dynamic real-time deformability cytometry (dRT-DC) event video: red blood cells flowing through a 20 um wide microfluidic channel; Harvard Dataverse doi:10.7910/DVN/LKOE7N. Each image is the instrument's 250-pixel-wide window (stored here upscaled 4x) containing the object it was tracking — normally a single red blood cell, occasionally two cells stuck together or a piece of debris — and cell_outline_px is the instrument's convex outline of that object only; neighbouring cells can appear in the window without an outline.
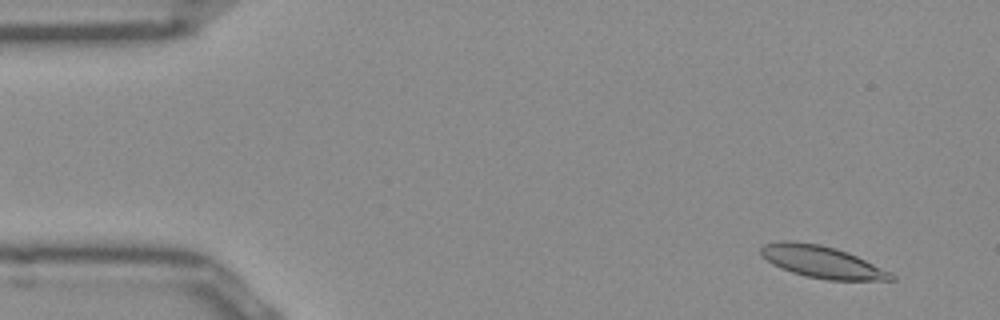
{"species": "Egyptian fruit bat (a non-hibernating species)", "species_latin": "Rousettus aegyptiacus", "temperature_condition": "room temperature", "stored_images_in_passage": 52, "camera_frame_rate_fps": 3000, "um_per_image_px": 0.085, "frame": {"image": 1, "passage_image": 4, "time_ms": 1.0, "image_size_px": [1000, 320], "cell_outline_px": [[896, 280], [828, 280], [804, 276], [780, 268], [772, 264], [760, 252], [760, 248], [764, 244], [784, 240], [820, 244], [836, 248], [848, 252], [892, 272], [896, 276]], "centroid_in_image_um": [69.9, 22.27], "position_along_channel_um": 15.1, "area_um2": 24.33}}
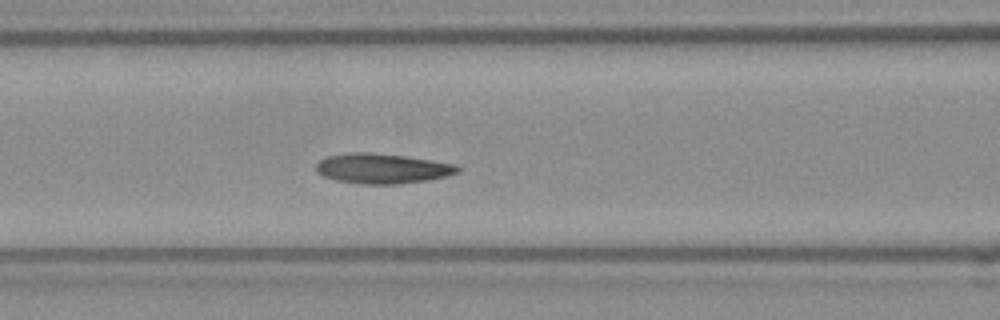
{"frame": {"image": 2, "passage_image": 21, "time_ms": 6.667, "image_size_px": [1000, 320], "cell_outline_px": [[460, 168], [456, 172], [444, 176], [428, 180], [400, 184], [364, 184], [336, 180], [324, 176], [316, 172], [316, 164], [320, 160], [328, 156], [348, 152], [368, 152], [404, 156], [456, 164]], "centroid_in_image_um": [32.45, 14.32], "position_along_channel_um": 134.2, "area_um2": 24.57}}
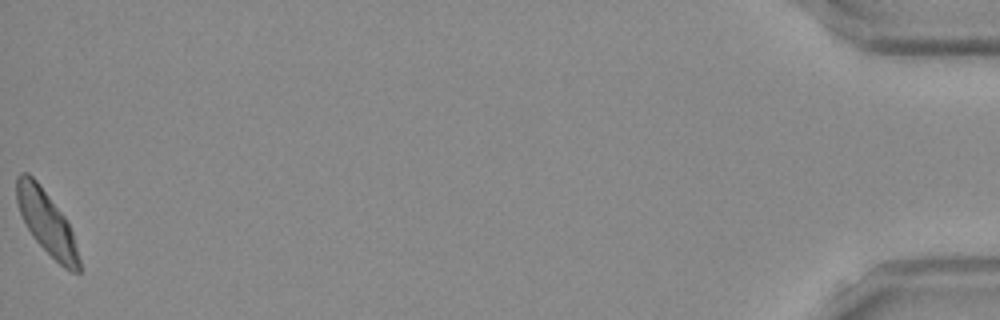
{"frame": {"image": 3, "passage_image": 52, "time_ms": 17.0, "image_size_px": [1000, 320], "cell_outline_px": [[80, 272], [72, 272], [64, 268], [32, 236], [20, 212], [16, 200], [16, 176], [20, 172], [28, 172], [36, 180], [64, 216], [72, 232], [80, 260]], "centroid_in_image_um": [3.95, 18.88], "position_along_channel_um": 431.3, "area_um2": 22.6}, "authors_computed_cell_mechanics": {"area_um2": 24.0159, "velocity_mm_per_s": 3.8813, "shape_relaxation_time_tau1_ms": 6.2796, "shape_relaxation_time_tau2_ms": 3.5138, "deformation_change_tau1": 0.1516, "deformation_change_tau2": 0.0905}}